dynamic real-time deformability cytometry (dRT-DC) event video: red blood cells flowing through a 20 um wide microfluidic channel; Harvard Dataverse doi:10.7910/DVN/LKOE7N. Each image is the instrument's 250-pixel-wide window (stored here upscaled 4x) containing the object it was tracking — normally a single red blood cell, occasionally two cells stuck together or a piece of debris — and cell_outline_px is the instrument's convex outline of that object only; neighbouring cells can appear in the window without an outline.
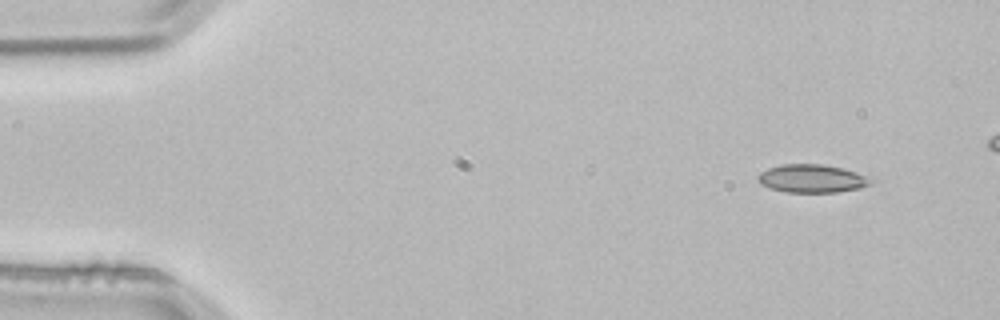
{"species": "common noctule bat (a hibernating species)", "species_latin": "Nyctalus noctula", "temperature_condition": "room temperature", "stored_images_in_passage": 4, "camera_frame_rate_fps": 3000, "um_per_image_px": 0.085, "animal": {"sex": "male", "body_mass_g": 21.5, "forearm_length_mm": 52.0}, "frame": {"image": 1, "passage_image": 1, "time_ms": 0.0, "image_size_px": [1000, 320], "cell_outline_px": [[880, 180], [872, 184], [860, 188], [836, 192], [784, 192], [760, 184], [756, 180], [756, 176], [760, 172], [768, 168], [780, 164], [820, 164], [844, 168], [876, 176]], "centroid_in_image_um": [69.14, 15.17], "position_along_channel_um": 15.9, "area_um2": 19.25}}